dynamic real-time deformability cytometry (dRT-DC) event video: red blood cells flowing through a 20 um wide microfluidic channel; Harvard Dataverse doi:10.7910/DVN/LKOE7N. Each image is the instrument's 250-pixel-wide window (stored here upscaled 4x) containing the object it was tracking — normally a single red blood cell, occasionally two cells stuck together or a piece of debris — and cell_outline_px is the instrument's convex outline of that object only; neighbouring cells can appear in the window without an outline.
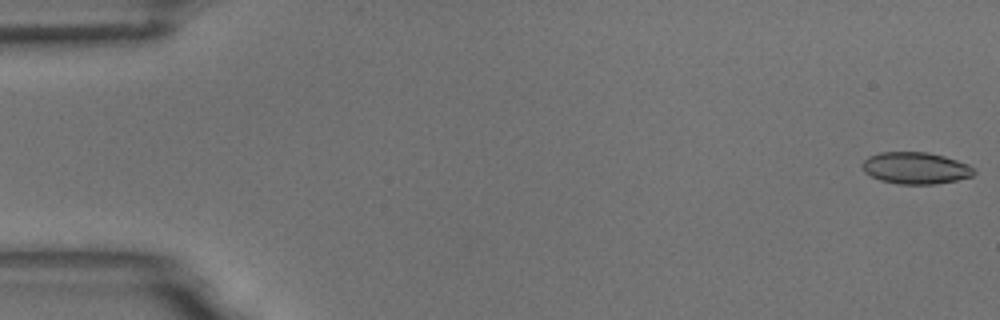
{"species": "common noctule bat (a hibernating species)", "species_latin": "Nyctalus noctula", "temperature_condition": "room temperature", "stored_images_in_passage": 56, "camera_frame_rate_fps": 3000, "um_per_image_px": 0.085, "animal": {"sex": "male", "body_mass_g": 18.8}, "frame": {"image": 1, "passage_image": 1, "time_ms": 0.0, "image_size_px": [1000, 320], "cell_outline_px": [[976, 172], [972, 176], [956, 180], [936, 184], [896, 184], [880, 180], [864, 172], [864, 160], [868, 156], [880, 152], [928, 152], [944, 156], [968, 164]], "centroid_in_image_um": [77.83, 14.28], "position_along_channel_um": 7.2, "area_um2": 20.58}}
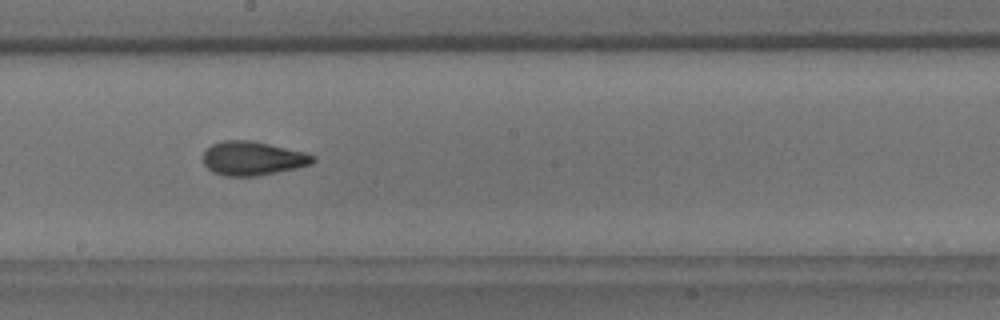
{"frame": {"image": 2, "passage_image": 31, "time_ms": 10.0, "image_size_px": [1000, 320], "cell_outline_px": [[316, 160], [312, 164], [296, 168], [256, 176], [224, 176], [212, 172], [204, 164], [204, 152], [212, 144], [224, 140], [252, 140], [304, 152], [316, 156]], "centroid_in_image_um": [21.49, 13.46], "position_along_channel_um": 226.7, "area_um2": 21.68}}
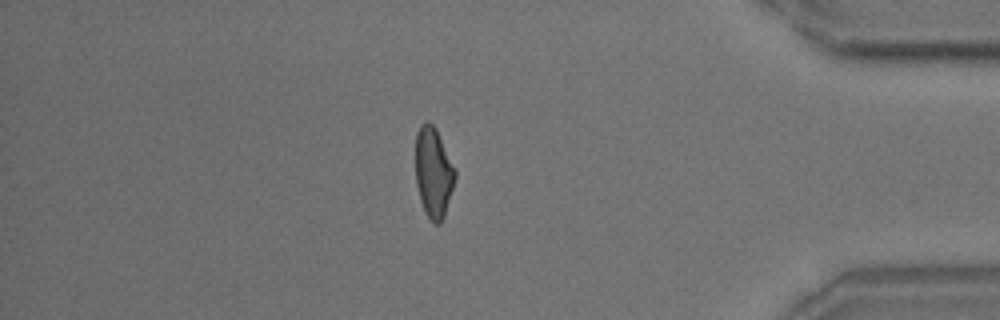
{"frame": {"image": 3, "passage_image": 48, "time_ms": 15.667, "image_size_px": [1000, 320], "cell_outline_px": [[456, 176], [444, 216], [440, 224], [436, 224], [428, 220], [424, 212], [420, 200], [416, 184], [416, 132], [420, 124], [424, 120], [428, 120], [436, 128], [456, 172]], "centroid_in_image_um": [36.82, 14.66], "position_along_channel_um": 398.4, "area_um2": 20.87}, "authors_computed_cell_mechanics": {"area_um2": 21.1548, "velocity_mm_per_s": 3.6326, "shape_relaxation_time_tau1_ms": 11.1169, "shape_relaxation_time_tau2_ms": 2.1211, "deformation_change_tau1": 0.247, "deformation_change_tau2": 0.0929}}